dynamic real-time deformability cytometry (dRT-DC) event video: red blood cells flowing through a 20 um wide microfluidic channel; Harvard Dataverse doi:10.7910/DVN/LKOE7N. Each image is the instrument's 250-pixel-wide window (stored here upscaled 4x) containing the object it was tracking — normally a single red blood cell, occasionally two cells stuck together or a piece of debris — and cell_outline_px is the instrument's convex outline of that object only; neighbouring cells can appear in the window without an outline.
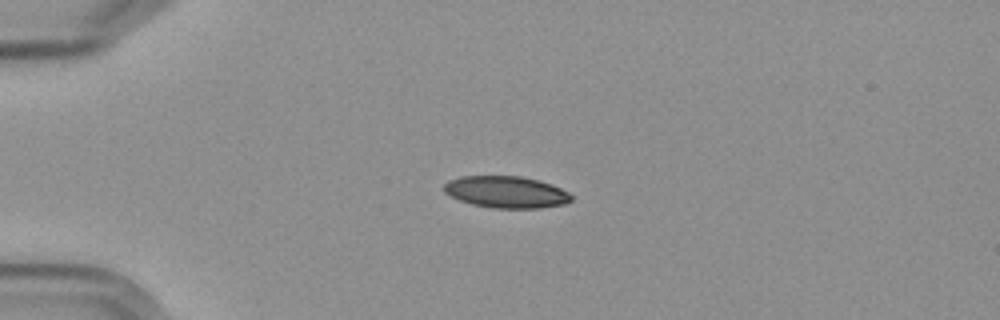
{"species": "Egyptian fruit bat (a non-hibernating species)", "species_latin": "Rousettus aegyptiacus", "temperature_condition": "cold", "stored_images_in_passage": 4, "camera_frame_rate_fps": 3000, "um_per_image_px": 0.085, "frame": {"image": 1, "passage_image": 3, "time_ms": 2.333, "image_size_px": [1000, 320], "cell_outline_px": [[572, 200], [564, 204], [540, 208], [492, 208], [472, 204], [460, 200], [444, 192], [444, 184], [448, 180], [460, 176], [520, 176], [540, 180], [552, 184], [568, 192], [572, 196]], "centroid_in_image_um": [43.03, 16.32], "position_along_channel_um": 42.0, "area_um2": 23.64}}